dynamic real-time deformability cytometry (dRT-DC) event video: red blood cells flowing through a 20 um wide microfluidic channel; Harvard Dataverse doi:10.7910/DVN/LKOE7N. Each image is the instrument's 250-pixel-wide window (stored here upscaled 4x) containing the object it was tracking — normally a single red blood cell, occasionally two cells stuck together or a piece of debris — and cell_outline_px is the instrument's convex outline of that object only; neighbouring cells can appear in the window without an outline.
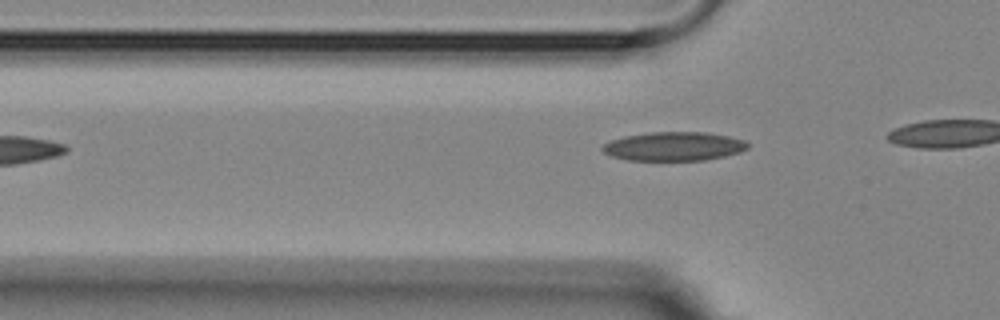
{"species": "Egyptian fruit bat (a non-hibernating species)", "species_latin": "Rousettus aegyptiacus", "temperature_condition": "room temperature", "stored_images_in_passage": 4, "camera_frame_rate_fps": 3000, "um_per_image_px": 0.085, "animal": {"sex": "female"}, "frame": {"image": 1, "passage_image": 4, "time_ms": 4.333, "image_size_px": [1000, 320], "cell_outline_px": [[748, 148], [740, 152], [724, 156], [704, 160], [628, 160], [612, 156], [604, 152], [600, 148], [604, 144], [612, 140], [624, 136], [648, 132], [704, 132], [728, 136], [744, 140], [748, 144]], "centroid_in_image_um": [57.27, 12.43], "position_along_channel_um": 68.5, "area_um2": 24.33}}